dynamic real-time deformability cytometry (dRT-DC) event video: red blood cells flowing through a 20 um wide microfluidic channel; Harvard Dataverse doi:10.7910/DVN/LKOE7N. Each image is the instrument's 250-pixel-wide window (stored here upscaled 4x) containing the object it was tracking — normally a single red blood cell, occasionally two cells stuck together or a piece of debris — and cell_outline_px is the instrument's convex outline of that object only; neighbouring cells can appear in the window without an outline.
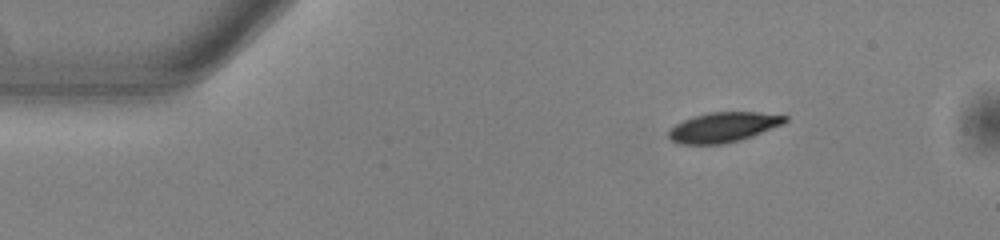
{"species": "common noctule bat (a hibernating species)", "species_latin": "Nyctalus noctula", "temperature_condition": "warm", "stored_images_in_passage": 46, "camera_frame_rate_fps": 3000, "um_per_image_px": 0.085, "animal": {"sex": "male", "body_mass_g": 13.0, "forearm_length_mm": 53.1}, "frame": {"image": 1, "passage_image": 1, "time_ms": 0.0, "image_size_px": [1000, 240], "cell_outline_px": [[788, 120], [784, 124], [752, 136], [740, 140], [724, 144], [676, 144], [668, 136], [668, 132], [676, 124], [684, 120], [708, 112], [756, 112], [788, 116]], "centroid_in_image_um": [61.5, 10.82], "position_along_channel_um": 23.5, "area_um2": 20.23}}
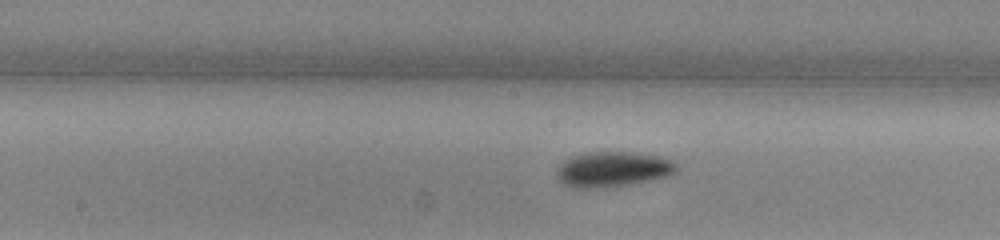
{"frame": {"image": 2, "passage_image": 20, "time_ms": 6.333, "image_size_px": [1000, 240], "cell_outline_px": [[676, 172], [652, 180], [628, 184], [596, 188], [572, 188], [564, 184], [556, 176], [556, 168], [564, 160], [572, 156], [588, 152], [632, 152], [656, 156], [668, 160], [676, 164]], "centroid_in_image_um": [52.01, 14.39], "position_along_channel_um": 196.2, "area_um2": 24.33}}
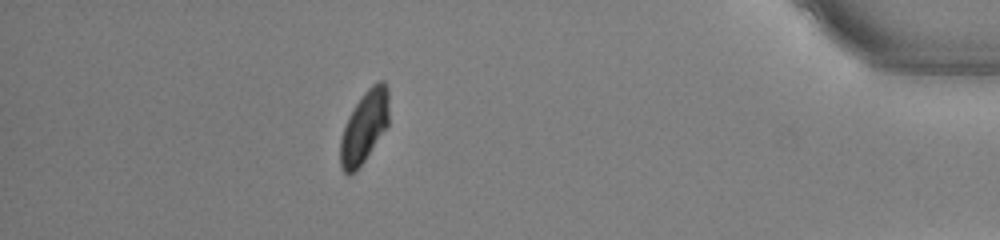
{"frame": {"image": 3, "passage_image": 40, "time_ms": 13.0, "image_size_px": [1000, 240], "cell_outline_px": [[388, 124], [360, 168], [356, 172], [348, 176], [340, 168], [340, 140], [348, 116], [364, 92], [372, 84], [380, 80], [384, 80], [388, 88]], "centroid_in_image_um": [30.95, 10.82], "position_along_channel_um": 404.2, "area_um2": 20.46}, "authors_computed_cell_mechanics": {"area_um2": 21.7039, "velocity_mm_per_s": 3.8881, "shape_relaxation_time_tau1_ms": 1.9048, "shape_relaxation_time_tau2_ms": null, "deformation_change_tau1": 0.1023, "deformation_change_tau2": null}}